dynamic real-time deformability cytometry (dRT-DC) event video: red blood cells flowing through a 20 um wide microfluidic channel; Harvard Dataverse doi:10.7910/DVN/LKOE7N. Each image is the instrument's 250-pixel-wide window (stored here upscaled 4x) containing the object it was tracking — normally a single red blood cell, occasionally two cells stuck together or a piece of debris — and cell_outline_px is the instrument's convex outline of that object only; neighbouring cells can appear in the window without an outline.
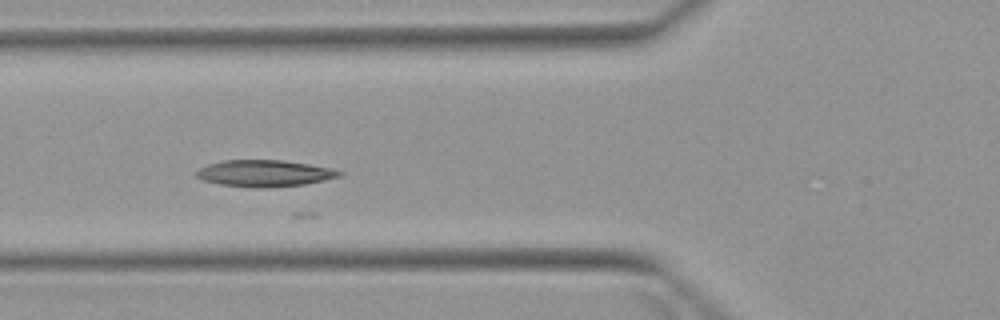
{"species": "Egyptian fruit bat (a non-hibernating species)", "species_latin": "Rousettus aegyptiacus", "temperature_condition": "warm", "stored_images_in_passage": 7, "camera_frame_rate_fps": 3000, "um_per_image_px": 0.085, "animal": {"sex": "female"}, "frame": {"image": 1, "passage_image": 5, "time_ms": 4.667, "image_size_px": [1000, 320], "cell_outline_px": [[344, 172], [340, 176], [324, 180], [304, 184], [264, 188], [256, 188], [220, 184], [204, 180], [196, 176], [192, 172], [208, 164], [224, 160], [284, 160], [308, 164], [328, 168]], "centroid_in_image_um": [22.44, 14.73], "position_along_channel_um": 103.4, "area_um2": 22.02}}
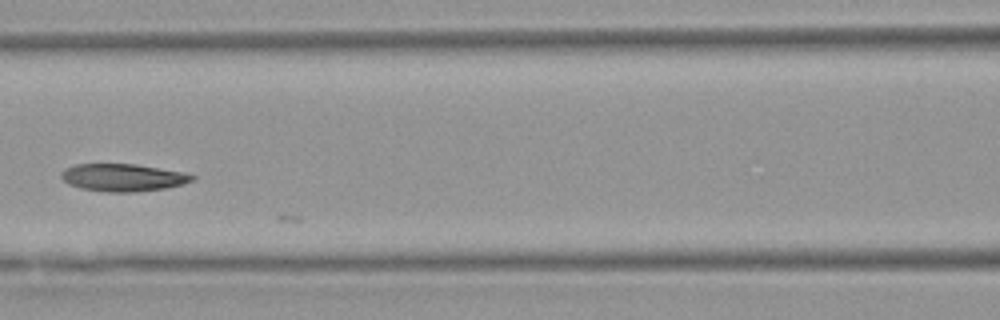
{"frame": {"image": 2, "passage_image": 6, "time_ms": 6.0, "image_size_px": [1000, 320], "cell_outline_px": [[196, 180], [184, 184], [164, 188], [136, 192], [108, 192], [80, 188], [68, 184], [60, 176], [60, 172], [76, 164], [136, 164], [180, 172], [196, 176]], "centroid_in_image_um": [10.45, 15.1], "position_along_channel_um": 156.1, "area_um2": 20.87}}